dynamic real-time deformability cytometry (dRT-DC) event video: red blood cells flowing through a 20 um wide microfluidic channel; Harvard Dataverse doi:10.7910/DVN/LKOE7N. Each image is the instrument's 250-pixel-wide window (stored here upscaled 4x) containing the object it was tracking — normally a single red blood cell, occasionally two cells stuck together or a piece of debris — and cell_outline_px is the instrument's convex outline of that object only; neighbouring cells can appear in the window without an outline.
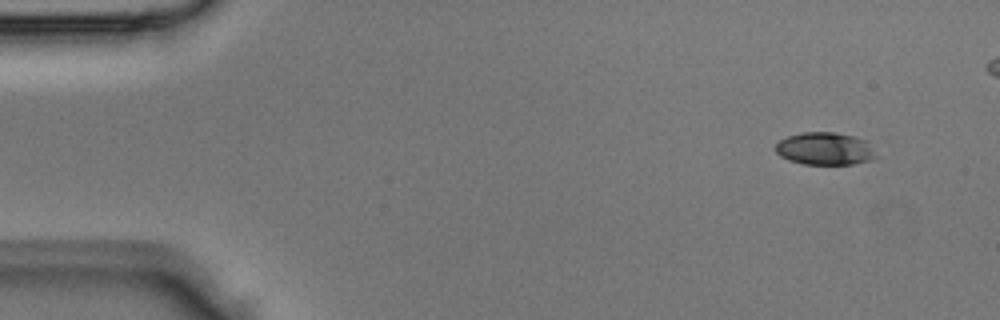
{"species": "Egyptian fruit bat (a non-hibernating species)", "species_latin": "Rousettus aegyptiacus", "temperature_condition": "room temperature", "stored_images_in_passage": 4, "camera_frame_rate_fps": 3000, "um_per_image_px": 0.085, "animal": {"sex": "male"}, "frame": {"image": 1, "passage_image": 1, "time_ms": 0.0, "image_size_px": [1000, 320], "cell_outline_px": [[876, 156], [868, 160], [852, 164], [804, 164], [788, 160], [780, 156], [776, 152], [776, 144], [780, 140], [788, 136], [804, 132], [836, 132], [852, 136], [864, 140]], "centroid_in_image_um": [70.04, 12.64], "position_along_channel_um": 15.0, "area_um2": 18.67}}